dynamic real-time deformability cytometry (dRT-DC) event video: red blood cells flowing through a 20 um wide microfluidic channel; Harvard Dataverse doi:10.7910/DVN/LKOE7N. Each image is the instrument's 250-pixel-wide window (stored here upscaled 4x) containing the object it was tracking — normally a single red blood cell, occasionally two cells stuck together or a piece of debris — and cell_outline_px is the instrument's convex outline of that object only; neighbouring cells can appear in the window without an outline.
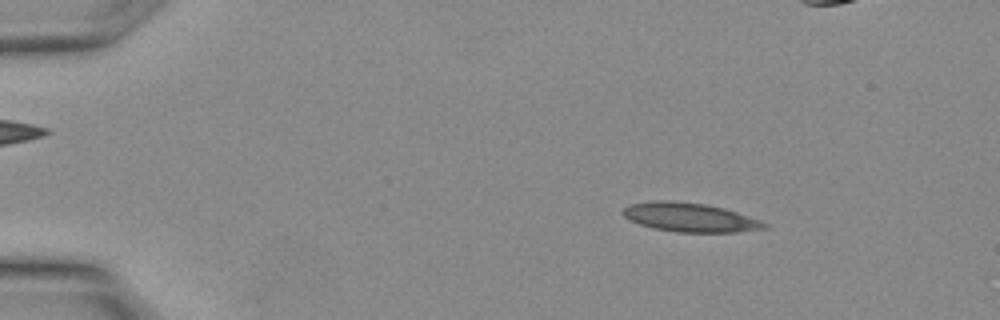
{"species": "Egyptian fruit bat (a non-hibernating species)", "species_latin": "Rousettus aegyptiacus", "temperature_condition": "warm", "stored_images_in_passage": 15, "camera_frame_rate_fps": 3000, "um_per_image_px": 0.085, "animal": {"sex": "female"}, "frame": {"image": 1, "passage_image": 4, "time_ms": 1.0, "image_size_px": [1000, 320], "cell_outline_px": [[768, 228], [736, 232], [676, 232], [652, 228], [628, 220], [620, 212], [624, 208], [632, 204], [656, 200], [668, 200], [704, 204], [724, 208], [736, 212], [768, 224]], "centroid_in_image_um": [58.6, 18.48], "position_along_channel_um": 26.4, "area_um2": 23.7}}
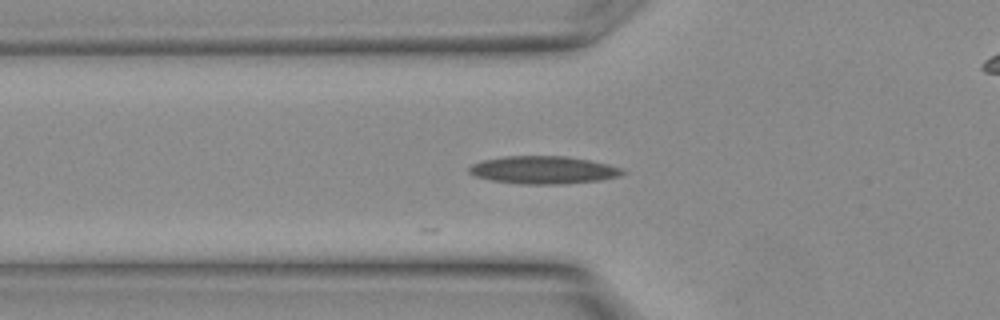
{"frame": {"image": 2, "passage_image": 10, "time_ms": 3.0, "image_size_px": [1000, 320], "cell_outline_px": [[628, 172], [620, 176], [600, 180], [556, 184], [524, 184], [492, 180], [476, 176], [468, 172], [468, 168], [472, 164], [480, 160], [504, 156], [568, 156], [608, 164], [624, 168]], "centroid_in_image_um": [46.21, 14.44], "position_along_channel_um": 79.6, "area_um2": 24.85}}
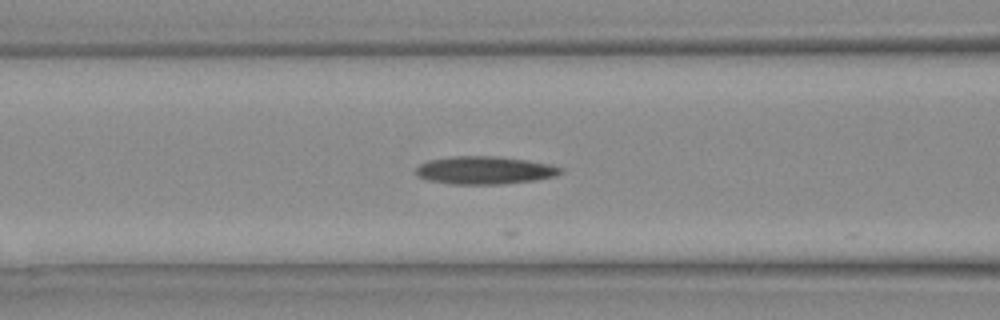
{"frame": {"image": 3, "passage_image": 12, "time_ms": 3.667, "image_size_px": [1000, 320], "cell_outline_px": [[564, 172], [556, 176], [536, 180], [500, 184], [452, 184], [428, 180], [416, 176], [416, 168], [420, 164], [428, 160], [452, 156], [496, 156], [552, 164], [564, 168]], "centroid_in_image_um": [41.22, 14.47], "position_along_channel_um": 125.4, "area_um2": 23.64}}